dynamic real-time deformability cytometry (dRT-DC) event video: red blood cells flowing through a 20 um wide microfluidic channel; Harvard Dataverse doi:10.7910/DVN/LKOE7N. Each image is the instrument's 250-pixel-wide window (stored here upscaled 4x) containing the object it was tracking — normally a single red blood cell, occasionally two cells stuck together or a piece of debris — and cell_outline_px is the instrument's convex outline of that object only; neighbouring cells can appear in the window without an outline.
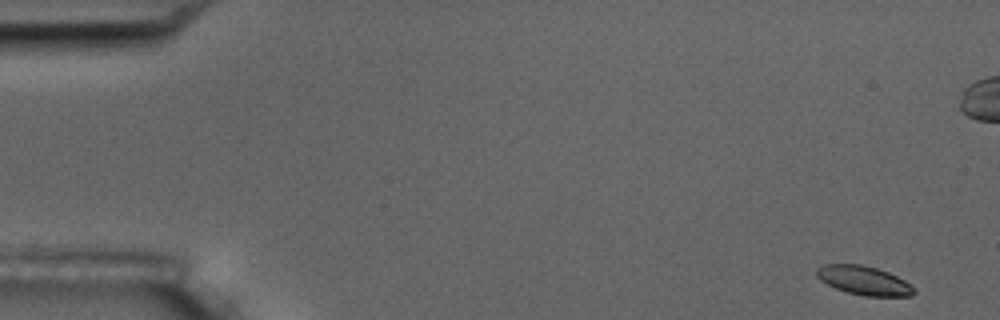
{"species": "common noctule bat (a hibernating species)", "species_latin": "Nyctalus noctula", "temperature_condition": "room temperature", "stored_images_in_passage": 6, "camera_frame_rate_fps": 3000, "um_per_image_px": 0.085, "animal": {"sex": "male", "body_mass_g": 17.5, "forearm_length_mm": 52.3}, "frame": {"image": 1, "passage_image": 1, "time_ms": 0.0, "image_size_px": [1000, 320], "cell_outline_px": [[916, 292], [912, 296], [864, 296], [848, 292], [836, 288], [820, 280], [816, 276], [816, 268], [824, 264], [860, 264], [876, 268], [888, 272], [904, 280], [916, 288]], "centroid_in_image_um": [73.44, 23.84], "position_along_channel_um": 11.6, "area_um2": 16.42}}